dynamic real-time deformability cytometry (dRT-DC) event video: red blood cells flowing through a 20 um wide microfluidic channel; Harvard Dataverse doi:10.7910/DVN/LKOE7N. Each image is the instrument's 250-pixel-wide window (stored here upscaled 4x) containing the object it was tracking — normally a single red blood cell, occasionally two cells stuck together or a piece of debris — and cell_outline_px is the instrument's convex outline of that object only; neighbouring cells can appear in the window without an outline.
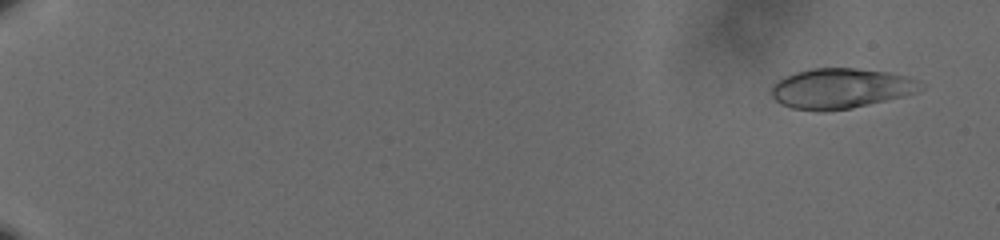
{"species": "human", "species_latin": "Homo sapiens", "temperature_condition": "cold", "stored_images_in_passage": 61, "camera_frame_rate_fps": 3000, "um_per_image_px": 0.085, "donor": {"sex": "male"}, "frame": {"image": 1, "passage_image": 4, "time_ms": 1.0, "image_size_px": [1000, 240], "cell_outline_px": [[924, 88], [916, 92], [852, 108], [828, 112], [816, 112], [792, 108], [776, 100], [772, 96], [772, 88], [776, 80], [784, 76], [796, 72], [812, 68], [856, 68], [888, 72], [908, 76], [920, 80], [924, 84]], "centroid_in_image_um": [71.47, 7.51], "position_along_channel_um": 13.5, "area_um2": 35.08}}
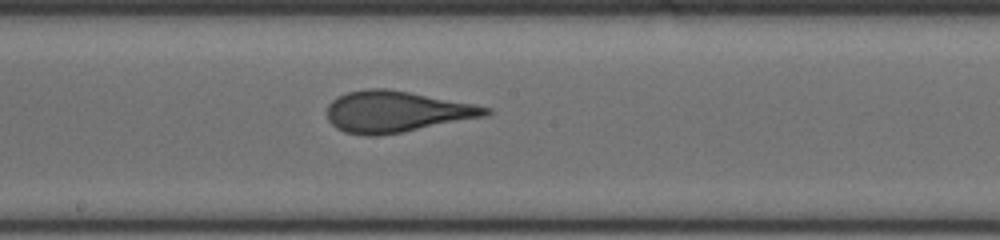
{"frame": {"image": 2, "passage_image": 37, "time_ms": 12.0, "image_size_px": [1000, 240], "cell_outline_px": [[492, 112], [488, 116], [400, 132], [376, 136], [368, 136], [344, 132], [336, 128], [328, 120], [328, 104], [332, 100], [348, 92], [368, 88], [388, 88], [476, 104], [492, 108]], "centroid_in_image_um": [33.72, 9.48], "position_along_channel_um": 214.5, "area_um2": 38.09}}
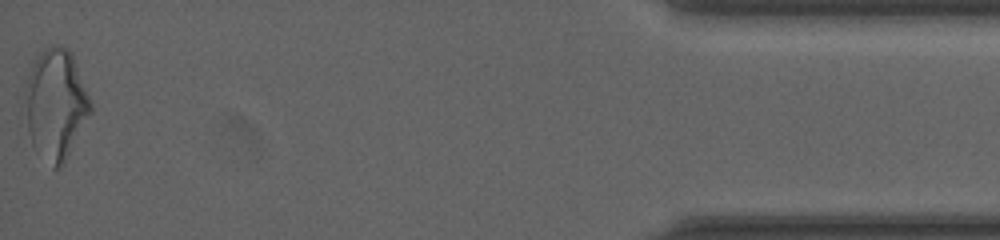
{"frame": {"image": 3, "passage_image": 61, "time_ms": 20.0, "image_size_px": [1000, 240], "cell_outline_px": [[92, 112], [64, 164], [60, 168], [52, 168], [32, 144], [28, 128], [24, 92], [24, 84], [36, 56], [44, 48], [52, 44], [60, 44], [68, 48], [72, 52], [92, 104]], "centroid_in_image_um": [4.75, 8.83], "position_along_channel_um": 430.5, "area_um2": 42.43}, "authors_computed_cell_mechanics": {"area_um2": 37.2232, "velocity_mm_per_s": 3.5963, "shape_relaxation_time_tau1_ms": 10.5097, "shape_relaxation_time_tau2_ms": 0.7921, "deformation_change_tau1": 0.2082, "deformation_change_tau2": 0.0512}}